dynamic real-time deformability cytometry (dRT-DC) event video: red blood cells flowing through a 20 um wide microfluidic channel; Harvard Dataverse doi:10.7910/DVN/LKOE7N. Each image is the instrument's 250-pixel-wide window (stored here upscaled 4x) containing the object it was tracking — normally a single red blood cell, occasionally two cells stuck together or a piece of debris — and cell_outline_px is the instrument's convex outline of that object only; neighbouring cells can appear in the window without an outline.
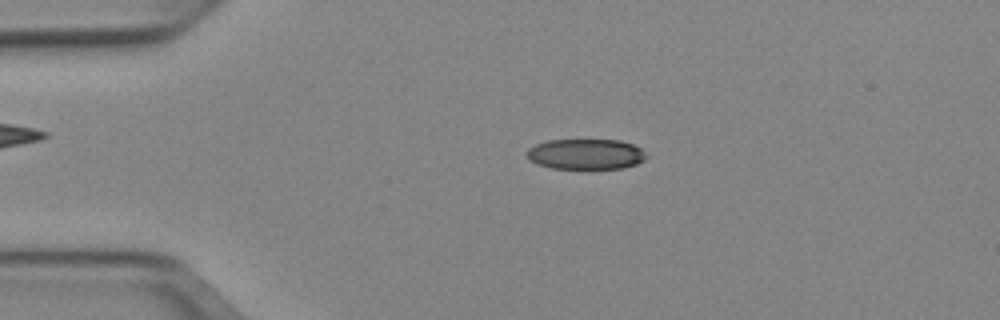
{"species": "Egyptian fruit bat (a non-hibernating species)", "species_latin": "Rousettus aegyptiacus", "temperature_condition": "cold", "stored_images_in_passage": 50, "camera_frame_rate_fps": 3000, "um_per_image_px": 0.085, "animal": {"sex": "female"}, "frame": {"image": 1, "passage_image": 10, "time_ms": 3.0, "image_size_px": [1000, 320], "cell_outline_px": [[648, 156], [644, 160], [636, 164], [624, 168], [552, 168], [536, 164], [528, 160], [524, 152], [528, 148], [536, 144], [548, 140], [620, 140], [632, 144], [640, 148]], "centroid_in_image_um": [49.75, 13.1], "position_along_channel_um": 35.3, "area_um2": 21.33}}
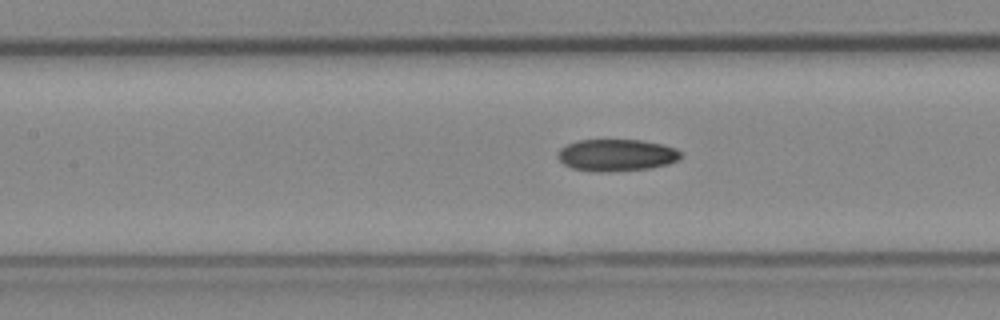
{"frame": {"image": 2, "passage_image": 22, "time_ms": 7.0, "image_size_px": [1000, 320], "cell_outline_px": [[680, 160], [668, 164], [648, 168], [608, 172], [592, 172], [572, 168], [564, 164], [556, 156], [560, 148], [576, 140], [640, 140], [664, 144], [676, 148], [680, 152]], "centroid_in_image_um": [52.39, 13.19], "position_along_channel_um": 155.0, "area_um2": 23.06}}
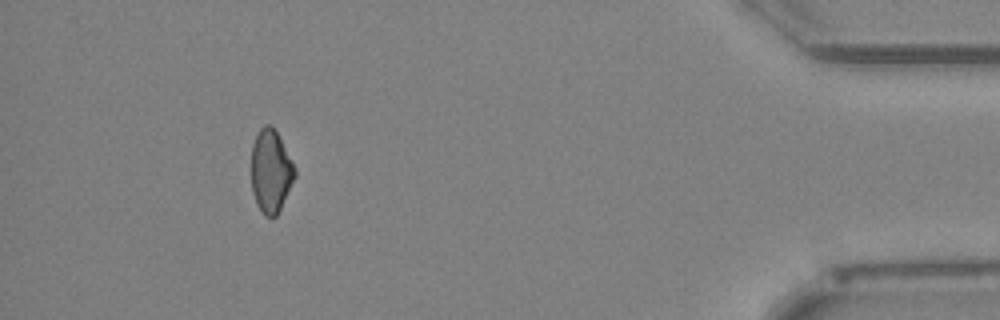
{"frame": {"image": 3, "passage_image": 46, "time_ms": 15.0, "image_size_px": [1000, 320], "cell_outline_px": [[296, 176], [276, 216], [264, 216], [256, 204], [252, 192], [252, 144], [260, 128], [264, 124], [272, 124], [296, 168]], "centroid_in_image_um": [23.01, 14.54], "position_along_channel_um": 412.2, "area_um2": 20.92}, "authors_computed_cell_mechanics": {"area_um2": 22.3975, "velocity_mm_per_s": 3.9649, "shape_relaxation_time_tau1_ms": null, "shape_relaxation_time_tau2_ms": 9.8187, "deformation_change_tau1": null, "deformation_change_tau2": 0.1771}}